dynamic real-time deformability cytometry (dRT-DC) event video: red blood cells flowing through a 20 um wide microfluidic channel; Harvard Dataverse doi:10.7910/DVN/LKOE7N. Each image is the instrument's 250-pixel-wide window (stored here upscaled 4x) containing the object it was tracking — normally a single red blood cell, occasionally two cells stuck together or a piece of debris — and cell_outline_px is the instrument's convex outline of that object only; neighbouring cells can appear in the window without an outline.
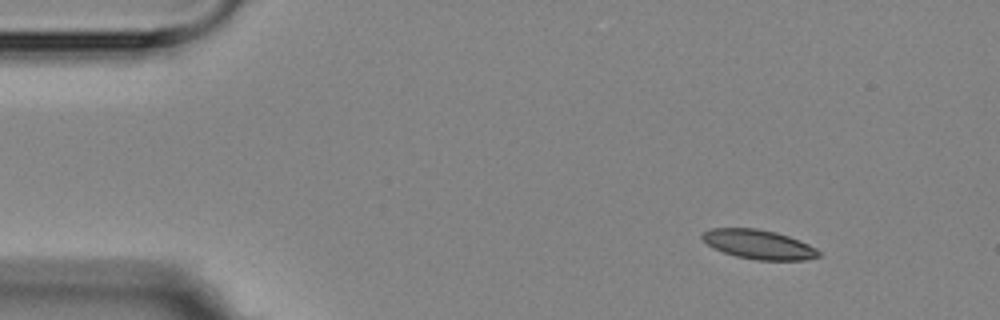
{"species": "Egyptian fruit bat (a non-hibernating species)", "species_latin": "Rousettus aegyptiacus", "temperature_condition": "room temperature", "stored_images_in_passage": 5, "camera_frame_rate_fps": 3000, "um_per_image_px": 0.085, "animal": {"sex": "female"}, "frame": {"image": 1, "passage_image": 1, "time_ms": 0.0, "image_size_px": [1000, 320], "cell_outline_px": [[820, 256], [804, 260], [760, 260], [736, 256], [724, 252], [708, 244], [700, 236], [704, 232], [712, 228], [756, 228], [776, 232], [788, 236], [808, 244], [816, 248], [820, 252]], "centroid_in_image_um": [64.51, 20.77], "position_along_channel_um": 20.5, "area_um2": 19.59}}
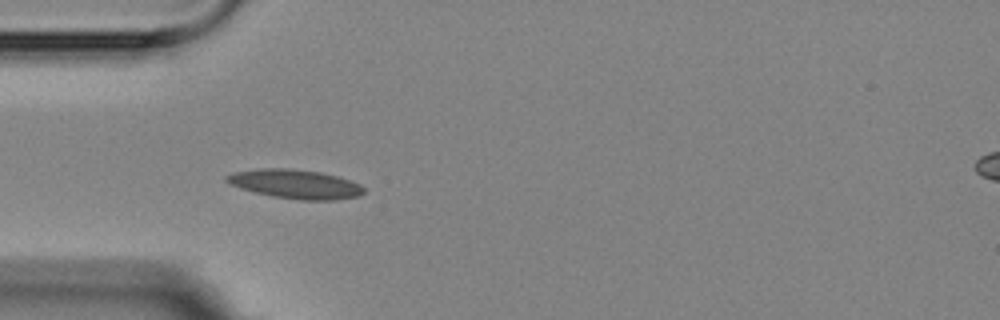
{"frame": {"image": 2, "passage_image": 4, "time_ms": 3.333, "image_size_px": [1000, 320], "cell_outline_px": [[364, 192], [360, 196], [336, 200], [300, 200], [272, 196], [240, 188], [224, 180], [224, 176], [236, 172], [260, 168], [288, 168], [320, 172], [336, 176], [360, 184], [364, 188]], "centroid_in_image_um": [25.11, 15.65], "position_along_channel_um": 59.9, "area_um2": 23.12}}
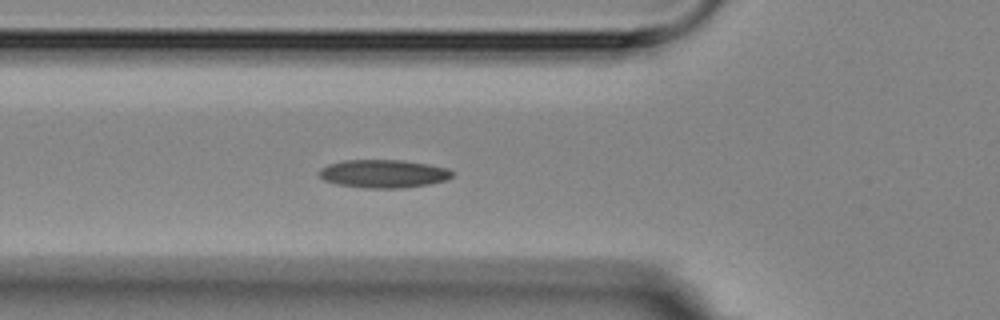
{"frame": {"image": 3, "passage_image": 5, "time_ms": 4.333, "image_size_px": [1000, 320], "cell_outline_px": [[452, 176], [448, 180], [428, 184], [400, 188], [364, 188], [336, 184], [324, 180], [316, 172], [320, 168], [328, 164], [344, 160], [404, 160], [428, 164], [448, 168], [452, 172]], "centroid_in_image_um": [32.56, 14.76], "position_along_channel_um": 93.2, "area_um2": 21.96}}